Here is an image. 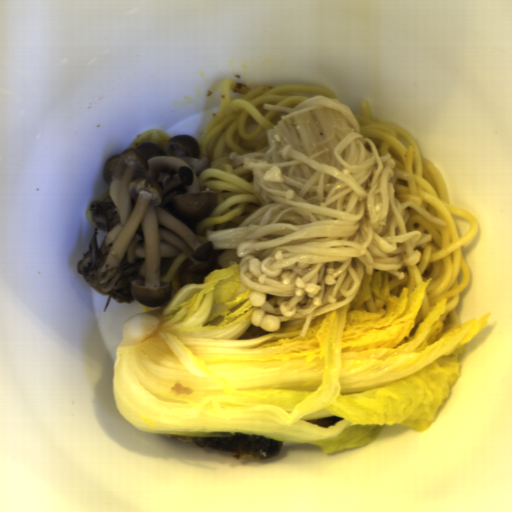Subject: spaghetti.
I'll return each instance as SVG.
<instances>
[{"instance_id": "obj_4", "label": "spaghetti", "mask_w": 512, "mask_h": 512, "mask_svg": "<svg viewBox=\"0 0 512 512\" xmlns=\"http://www.w3.org/2000/svg\"><path fill=\"white\" fill-rule=\"evenodd\" d=\"M213 251L217 252V253H218V254H220V255L224 252V251H222V250H220V249H219V250H213Z\"/></svg>"}, {"instance_id": "obj_3", "label": "spaghetti", "mask_w": 512, "mask_h": 512, "mask_svg": "<svg viewBox=\"0 0 512 512\" xmlns=\"http://www.w3.org/2000/svg\"><path fill=\"white\" fill-rule=\"evenodd\" d=\"M171 138L173 137L166 131L157 127L141 132L129 145V148H136L141 142H154L164 149L168 148V140Z\"/></svg>"}, {"instance_id": "obj_1", "label": "spaghetti", "mask_w": 512, "mask_h": 512, "mask_svg": "<svg viewBox=\"0 0 512 512\" xmlns=\"http://www.w3.org/2000/svg\"><path fill=\"white\" fill-rule=\"evenodd\" d=\"M359 108L360 114H352L359 124L360 134L372 140L378 155L383 157L390 153L394 159V188L401 203L414 202L447 223L444 226L432 223L411 207L406 208L408 218L404 231L423 232L430 236V242L423 244L416 263L399 269L403 277L387 273L389 295L399 296L403 288L414 290L418 284L432 278L424 291L411 337L444 298L442 326H458L456 308L460 293L472 278L461 249L476 237L480 223L471 213L450 202L448 185L441 171L432 160L422 156L413 135L374 116L367 101H362Z\"/></svg>"}, {"instance_id": "obj_2", "label": "spaghetti", "mask_w": 512, "mask_h": 512, "mask_svg": "<svg viewBox=\"0 0 512 512\" xmlns=\"http://www.w3.org/2000/svg\"><path fill=\"white\" fill-rule=\"evenodd\" d=\"M316 95L336 97L323 85L249 88L231 77L222 81L218 109L195 140L210 164L198 180L216 196L213 209L195 226L194 232L201 241H206L208 231L237 228L264 207V197L253 186L251 169L244 164L234 165L229 156L230 152L239 155L269 150L267 130L274 128L287 112L264 105L294 108Z\"/></svg>"}]
</instances>
